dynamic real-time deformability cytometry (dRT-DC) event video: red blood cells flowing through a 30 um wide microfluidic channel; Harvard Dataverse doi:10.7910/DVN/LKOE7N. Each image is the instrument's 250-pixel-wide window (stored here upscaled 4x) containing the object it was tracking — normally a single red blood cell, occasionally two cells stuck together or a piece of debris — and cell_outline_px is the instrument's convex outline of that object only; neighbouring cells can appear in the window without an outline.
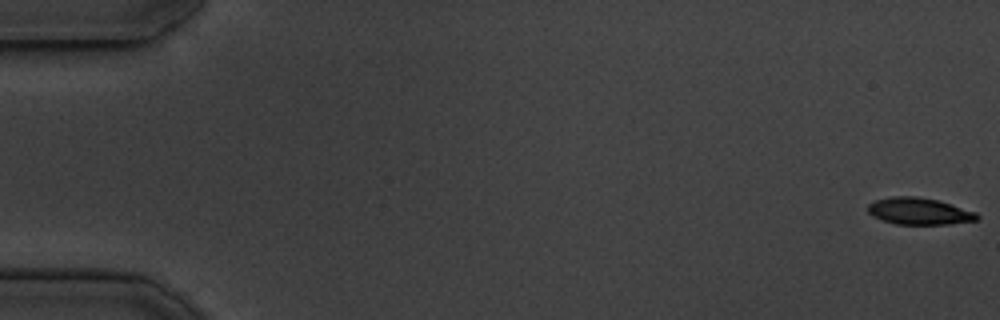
{"species": "common noctule bat (a hibernating species)", "species_latin": "Nyctalus noctula", "temperature_condition": "cold", "stored_images_in_passage": 54, "camera_frame_rate_fps": 3000, "um_per_image_px": 0.085, "animal": {"sex": "male", "body_mass_g": 19.5, "forearm_length_mm": 54.6}, "frame": {"image": 1, "passage_image": 1, "time_ms": 0.0, "image_size_px": [1000, 320], "cell_outline_px": [[980, 216], [976, 220], [948, 224], [896, 224], [880, 220], [872, 216], [868, 212], [868, 204], [876, 200], [892, 196], [916, 196], [936, 200], [976, 212]], "centroid_in_image_um": [78.08, 17.96], "position_along_channel_um": 6.9, "area_um2": 16.94}}
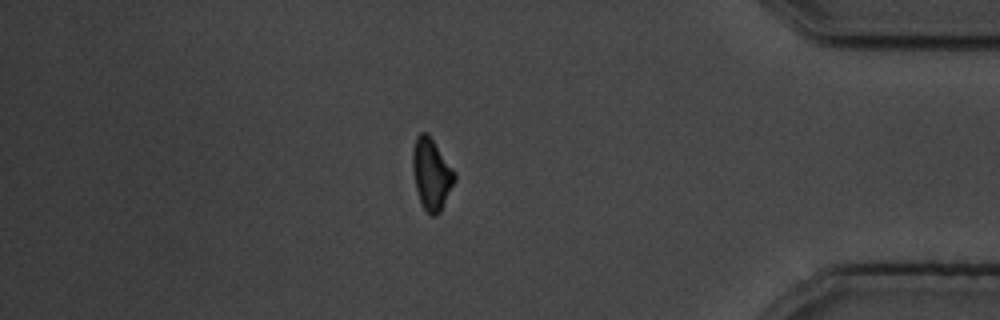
{"frame": {"image": 2, "passage_image": 47, "time_ms": 15.333, "image_size_px": [1000, 320], "cell_outline_px": [[456, 180], [440, 212], [436, 216], [432, 216], [424, 208], [420, 200], [416, 188], [412, 168], [412, 152], [416, 136], [420, 132], [428, 132], [456, 172]], "centroid_in_image_um": [36.68, 14.76], "position_along_channel_um": 398.5, "area_um2": 17.57}}
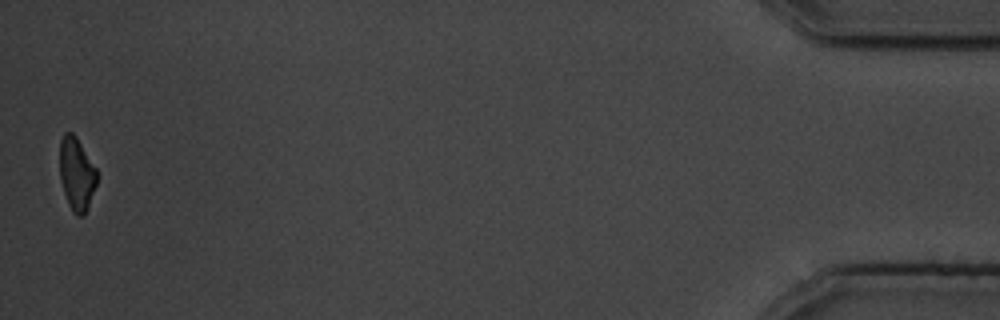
{"frame": {"image": 3, "passage_image": 54, "time_ms": 17.667, "image_size_px": [1000, 320], "cell_outline_px": [[96, 184], [88, 208], [84, 216], [76, 216], [72, 212], [68, 204], [60, 180], [60, 140], [64, 132], [72, 132], [76, 136], [96, 168]], "centroid_in_image_um": [6.5, 14.8], "position_along_channel_um": 428.7, "area_um2": 15.84}, "authors_computed_cell_mechanics": {"area_um2": 17.6579, "velocity_mm_per_s": 3.739, "shape_relaxation_time_tau1_ms": 5.2601, "shape_relaxation_time_tau2_ms": 9.2034, "deformation_change_tau1": 0.1981, "deformation_change_tau2": 0.1656}}